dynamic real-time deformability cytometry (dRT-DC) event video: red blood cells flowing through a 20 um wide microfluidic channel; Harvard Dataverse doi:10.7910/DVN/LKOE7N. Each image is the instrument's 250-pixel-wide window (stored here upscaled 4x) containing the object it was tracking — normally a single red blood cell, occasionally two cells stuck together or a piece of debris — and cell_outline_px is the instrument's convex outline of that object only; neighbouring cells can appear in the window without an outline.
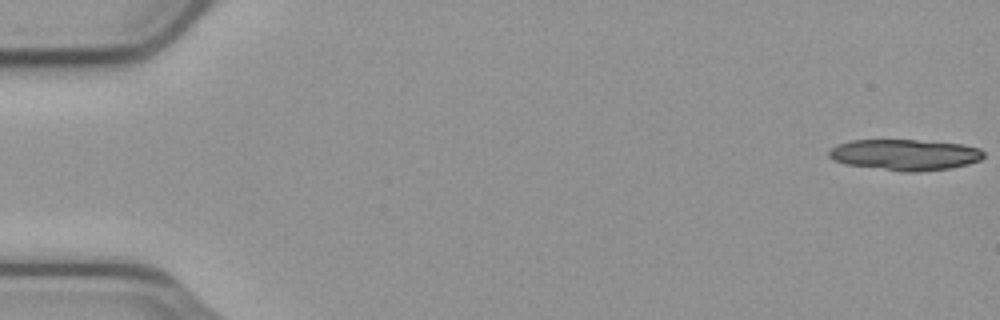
{"species": "common noctule bat (a hibernating species)", "species_latin": "Nyctalus noctula", "temperature_condition": "cold", "stored_images_in_passage": 17, "camera_frame_rate_fps": 3000, "um_per_image_px": 0.085, "animal": {"sex": "male", "body_mass_g": 23.1, "forearm_length_mm": 52.7}, "frame": {"image": 1, "passage_image": 1, "time_ms": 0.0, "image_size_px": [1000, 320], "cell_outline_px": [[984, 156], [980, 160], [968, 164], [952, 168], [916, 172], [904, 172], [844, 164], [832, 160], [828, 156], [828, 152], [836, 144], [852, 140], [916, 140], [964, 144], [980, 148], [984, 152]], "centroid_in_image_um": [76.92, 13.16], "position_along_channel_um": 8.1, "area_um2": 28.21}}